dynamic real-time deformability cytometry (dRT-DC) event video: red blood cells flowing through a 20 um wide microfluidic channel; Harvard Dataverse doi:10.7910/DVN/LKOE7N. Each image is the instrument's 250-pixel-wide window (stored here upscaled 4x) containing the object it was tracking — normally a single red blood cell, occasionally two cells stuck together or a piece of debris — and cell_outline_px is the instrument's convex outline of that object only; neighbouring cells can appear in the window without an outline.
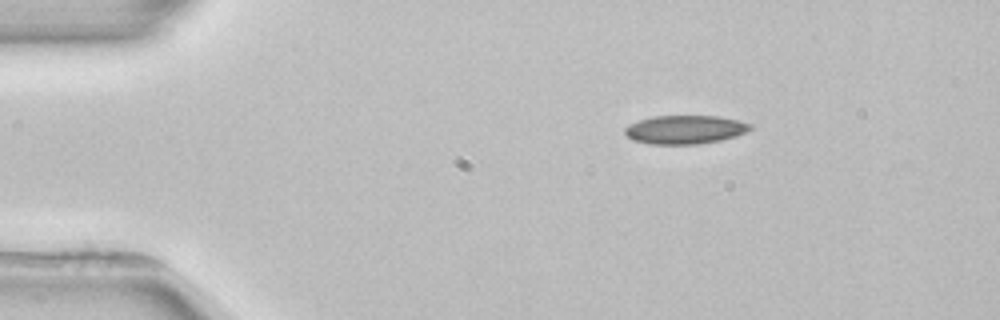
{"species": "common noctule bat (a hibernating species)", "species_latin": "Nyctalus noctula", "temperature_condition": "room temperature", "stored_images_in_passage": 3, "camera_frame_rate_fps": 3000, "um_per_image_px": 0.085, "animal": {"sex": "female", "body_mass_g": 22.7, "forearm_length_mm": 54.2}, "frame": {"image": 1, "passage_image": 1, "time_ms": 0.0, "image_size_px": [1000, 320], "cell_outline_px": [[752, 128], [736, 136], [720, 140], [700, 144], [648, 144], [632, 140], [624, 132], [624, 128], [628, 124], [652, 116], [720, 116], [752, 124]], "centroid_in_image_um": [58.2, 11.02], "position_along_channel_um": 26.8, "area_um2": 20.92}}